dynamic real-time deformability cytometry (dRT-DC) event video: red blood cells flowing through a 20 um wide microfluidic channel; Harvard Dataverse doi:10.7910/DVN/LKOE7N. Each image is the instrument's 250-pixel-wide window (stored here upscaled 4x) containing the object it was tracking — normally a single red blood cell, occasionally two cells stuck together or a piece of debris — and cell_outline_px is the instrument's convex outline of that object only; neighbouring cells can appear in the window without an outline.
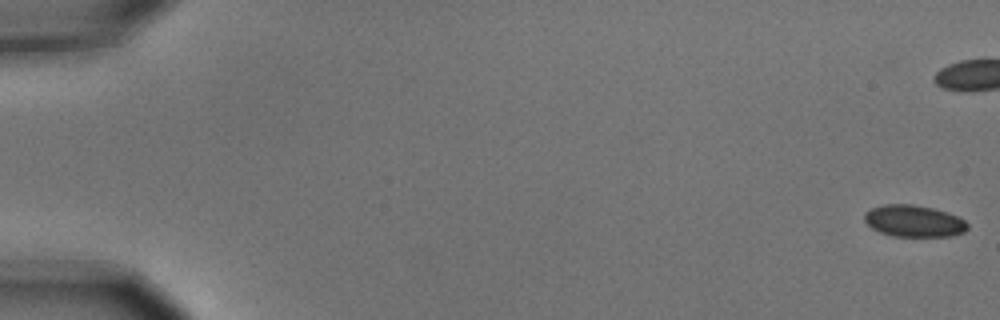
{"species": "common noctule bat (a hibernating species)", "species_latin": "Nyctalus noctula", "temperature_condition": "cold", "stored_images_in_passage": 6, "camera_frame_rate_fps": 3000, "um_per_image_px": 0.085, "animal": {"sex": "male", "body_mass_g": 15.6}, "frame": {"image": 1, "passage_image": 1, "time_ms": 0.0, "image_size_px": [1000, 320], "cell_outline_px": [[968, 228], [964, 232], [952, 236], [892, 236], [880, 232], [872, 228], [864, 220], [864, 212], [872, 208], [884, 204], [912, 204], [932, 208], [956, 216], [964, 220], [968, 224]], "centroid_in_image_um": [77.66, 18.79], "position_along_channel_um": 7.3, "area_um2": 18.96}}